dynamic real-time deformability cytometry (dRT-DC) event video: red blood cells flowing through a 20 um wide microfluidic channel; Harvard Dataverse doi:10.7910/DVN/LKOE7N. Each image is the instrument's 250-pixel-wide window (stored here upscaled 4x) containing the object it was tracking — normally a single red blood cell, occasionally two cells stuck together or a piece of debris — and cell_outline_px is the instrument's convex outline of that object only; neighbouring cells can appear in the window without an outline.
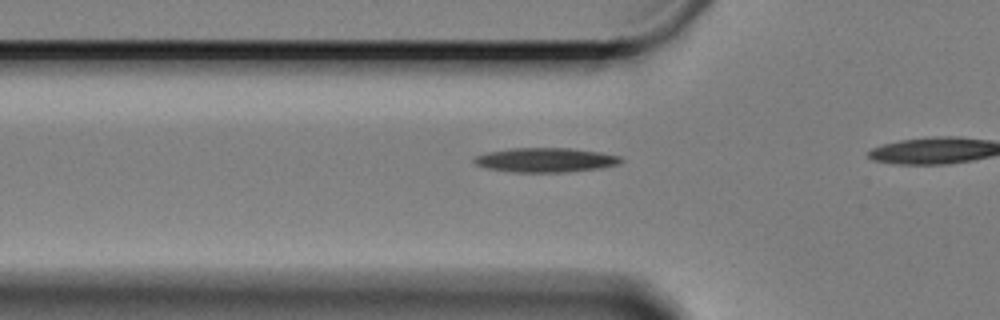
{"species": "Egyptian fruit bat (a non-hibernating species)", "species_latin": "Rousettus aegyptiacus", "temperature_condition": "cold", "stored_images_in_passage": 8, "camera_frame_rate_fps": 3000, "um_per_image_px": 0.085, "animal": {"sex": "female"}, "frame": {"image": 1, "passage_image": 2, "time_ms": 0.333, "image_size_px": [1000, 320], "cell_outline_px": [[624, 160], [620, 164], [600, 168], [564, 172], [516, 172], [488, 168], [476, 164], [472, 160], [476, 156], [488, 152], [508, 148], [572, 148], [600, 152], [620, 156]], "centroid_in_image_um": [46.41, 13.59], "position_along_channel_um": 79.4, "area_um2": 20.81}}
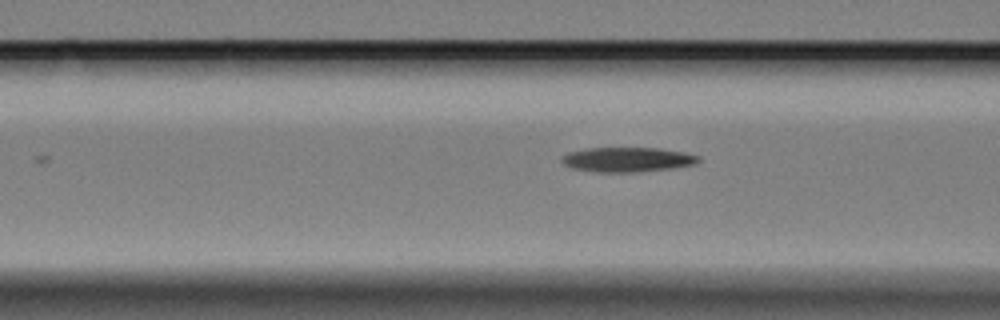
{"frame": {"image": 2, "passage_image": 5, "time_ms": 1.333, "image_size_px": [1000, 320], "cell_outline_px": [[700, 160], [692, 164], [672, 168], [636, 172], [596, 172], [572, 168], [564, 164], [560, 160], [560, 156], [568, 152], [584, 148], [660, 148], [680, 152], [696, 156]], "centroid_in_image_um": [53.21, 13.56], "position_along_channel_um": 113.4, "area_um2": 19.48}}